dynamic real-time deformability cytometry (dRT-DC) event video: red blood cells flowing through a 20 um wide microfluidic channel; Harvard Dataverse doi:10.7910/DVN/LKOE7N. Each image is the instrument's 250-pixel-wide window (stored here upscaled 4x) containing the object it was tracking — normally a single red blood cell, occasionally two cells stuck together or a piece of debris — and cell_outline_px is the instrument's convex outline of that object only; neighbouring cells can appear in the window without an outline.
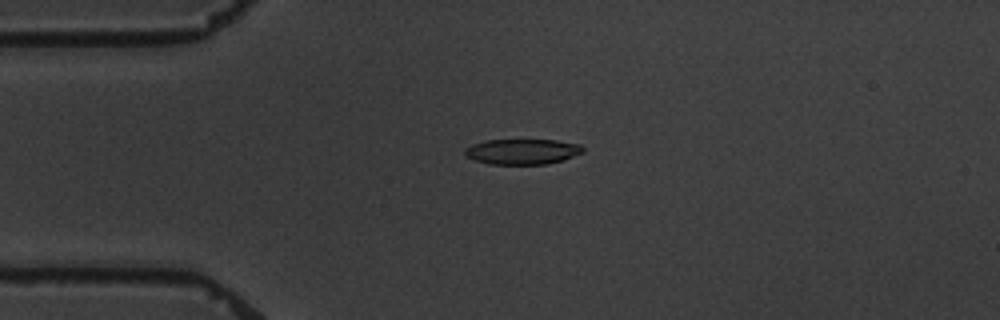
{"species": "common noctule bat (a hibernating species)", "species_latin": "Nyctalus noctula", "temperature_condition": "warm", "stored_images_in_passage": 5, "camera_frame_rate_fps": 3000, "um_per_image_px": 0.085, "animal": {"sex": "male", "body_mass_g": 19.5, "forearm_length_mm": 54.6}, "frame": {"image": 1, "passage_image": 4, "time_ms": 3.667, "image_size_px": [1000, 320], "cell_outline_px": [[584, 152], [564, 160], [548, 164], [488, 164], [464, 156], [464, 148], [472, 144], [484, 140], [556, 140], [580, 144], [584, 148]], "centroid_in_image_um": [44.39, 12.88], "position_along_channel_um": 40.6, "area_um2": 17.69}}